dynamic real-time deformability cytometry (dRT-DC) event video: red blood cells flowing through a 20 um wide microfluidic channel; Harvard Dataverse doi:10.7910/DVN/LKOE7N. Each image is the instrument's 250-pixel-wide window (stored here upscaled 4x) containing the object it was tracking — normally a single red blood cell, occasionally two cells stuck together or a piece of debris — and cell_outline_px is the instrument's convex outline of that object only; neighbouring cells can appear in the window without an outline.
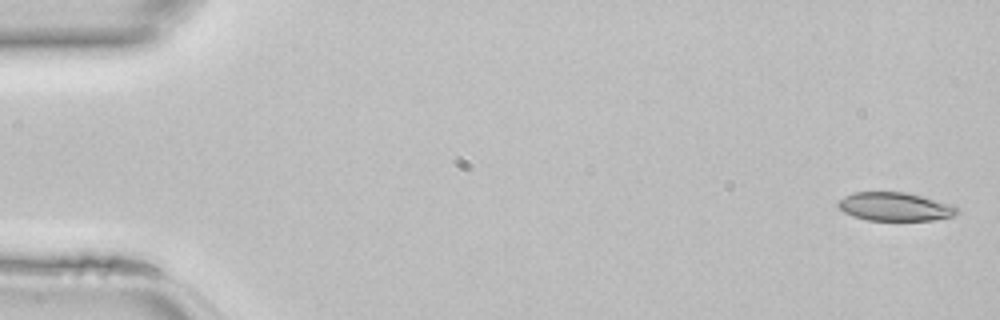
{"species": "common noctule bat (a hibernating species)", "species_latin": "Nyctalus noctula", "temperature_condition": "room temperature", "stored_images_in_passage": 45, "camera_frame_rate_fps": 3000, "um_per_image_px": 0.085, "animal": {"sex": "female", "body_mass_g": 22.7, "forearm_length_mm": 54.2}, "frame": {"image": 1, "passage_image": 1, "time_ms": 0.0, "image_size_px": [1000, 320], "cell_outline_px": [[960, 212], [952, 216], [936, 220], [868, 220], [852, 216], [844, 212], [836, 204], [844, 196], [852, 192], [908, 192], [956, 204]], "centroid_in_image_um": [76.13, 17.55], "position_along_channel_um": 8.9, "area_um2": 20.11}}
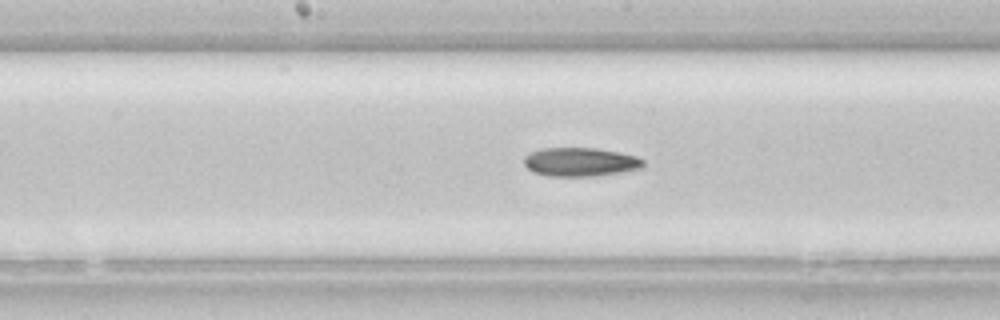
{"frame": {"image": 2, "passage_image": 23, "time_ms": 7.333, "image_size_px": [1000, 320], "cell_outline_px": [[644, 168], [620, 172], [592, 176], [548, 176], [532, 172], [524, 164], [524, 156], [540, 148], [596, 148], [636, 156], [644, 160]], "centroid_in_image_um": [49.31, 13.77], "position_along_channel_um": 198.9, "area_um2": 19.94}}
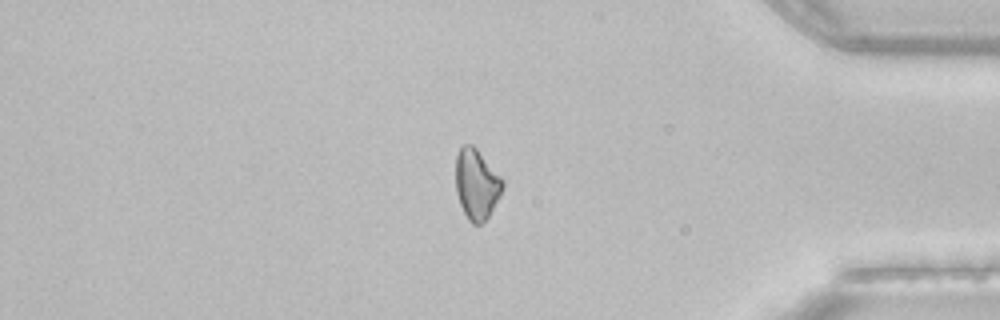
{"frame": {"image": 3, "passage_image": 38, "time_ms": 12.333, "image_size_px": [1000, 320], "cell_outline_px": [[504, 184], [500, 196], [488, 216], [480, 224], [472, 224], [468, 220], [460, 204], [456, 192], [456, 152], [464, 144], [472, 144], [476, 148], [504, 180]], "centroid_in_image_um": [40.5, 15.64], "position_along_channel_um": 394.7, "area_um2": 19.13}}